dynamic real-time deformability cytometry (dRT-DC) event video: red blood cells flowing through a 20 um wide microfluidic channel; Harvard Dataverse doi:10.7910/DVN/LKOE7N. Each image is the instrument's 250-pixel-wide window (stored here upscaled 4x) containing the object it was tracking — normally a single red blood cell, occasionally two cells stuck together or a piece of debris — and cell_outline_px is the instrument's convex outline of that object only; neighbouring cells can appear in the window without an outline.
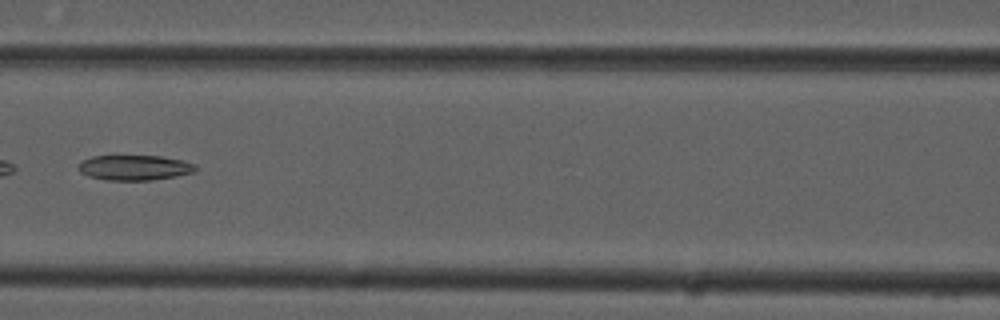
{"species": "common noctule bat (a hibernating species)", "species_latin": "Nyctalus noctula", "temperature_condition": "cold", "stored_images_in_passage": 9, "camera_frame_rate_fps": 3000, "um_per_image_px": 0.085, "animal": {"sex": "male", "forearm_length_mm": 52.5}, "frame": {"image": 1, "passage_image": 6, "time_ms": 1.667, "image_size_px": [1000, 320], "cell_outline_px": [[196, 168], [192, 172], [176, 176], [152, 180], [104, 180], [88, 176], [80, 172], [76, 168], [84, 160], [92, 156], [160, 156], [180, 160], [196, 164]], "centroid_in_image_um": [11.4, 14.25], "position_along_channel_um": 155.2, "area_um2": 17.05}}
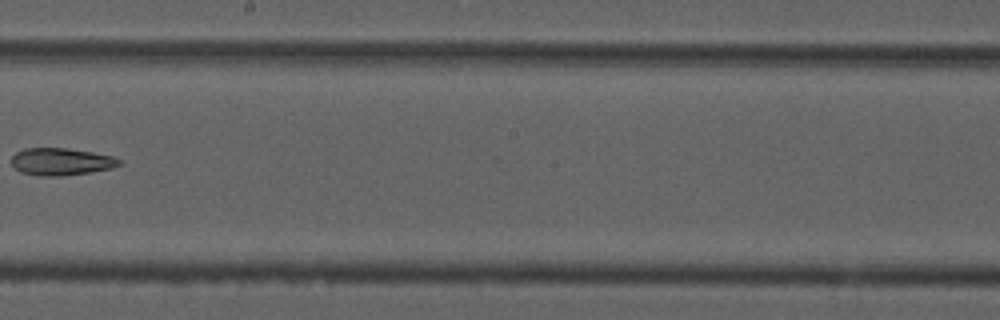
{"frame": {"image": 2, "passage_image": 8, "time_ms": 2.333, "image_size_px": [1000, 320], "cell_outline_px": [[120, 164], [112, 168], [92, 172], [64, 176], [40, 176], [20, 172], [12, 164], [12, 156], [16, 152], [24, 148], [68, 148], [92, 152], [112, 156], [120, 160]], "centroid_in_image_um": [5.18, 13.74], "position_along_channel_um": 243.0, "area_um2": 17.17}}
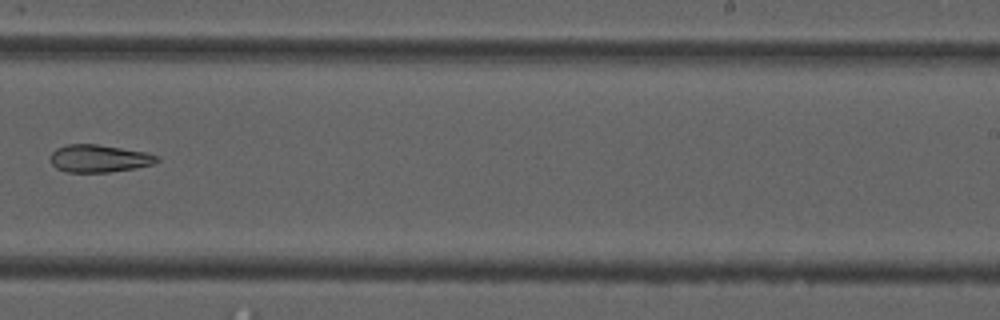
{"frame": {"image": 3, "passage_image": 9, "time_ms": 2.667, "image_size_px": [1000, 320], "cell_outline_px": [[160, 160], [152, 164], [136, 168], [108, 172], [68, 172], [56, 168], [52, 164], [52, 152], [56, 148], [68, 144], [96, 144], [144, 152], [160, 156]], "centroid_in_image_um": [8.43, 13.47], "position_along_channel_um": 280.6, "area_um2": 16.94}}